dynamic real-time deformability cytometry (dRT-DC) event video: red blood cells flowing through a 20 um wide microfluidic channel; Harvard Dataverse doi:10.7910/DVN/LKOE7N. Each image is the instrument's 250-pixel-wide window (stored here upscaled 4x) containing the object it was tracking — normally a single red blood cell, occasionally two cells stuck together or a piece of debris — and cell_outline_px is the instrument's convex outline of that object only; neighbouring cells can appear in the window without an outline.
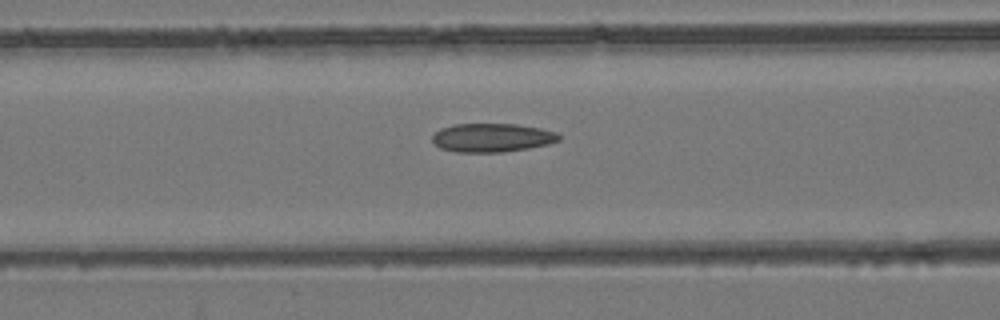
{"species": "common noctule bat (a hibernating species)", "species_latin": "Nyctalus noctula", "temperature_condition": "room temperature", "stored_images_in_passage": 52, "camera_frame_rate_fps": 3000, "um_per_image_px": 0.085, "animal": {"sex": "female", "body_mass_g": 24.6, "forearm_length_mm": 56.2}, "frame": {"image": 1, "passage_image": 21, "time_ms": 6.667, "image_size_px": [1000, 320], "cell_outline_px": [[560, 140], [548, 144], [528, 148], [504, 152], [456, 152], [440, 148], [432, 140], [432, 136], [440, 128], [452, 124], [516, 124], [540, 128], [556, 132], [560, 136]], "centroid_in_image_um": [41.81, 11.7], "position_along_channel_um": 124.8, "area_um2": 21.15}}
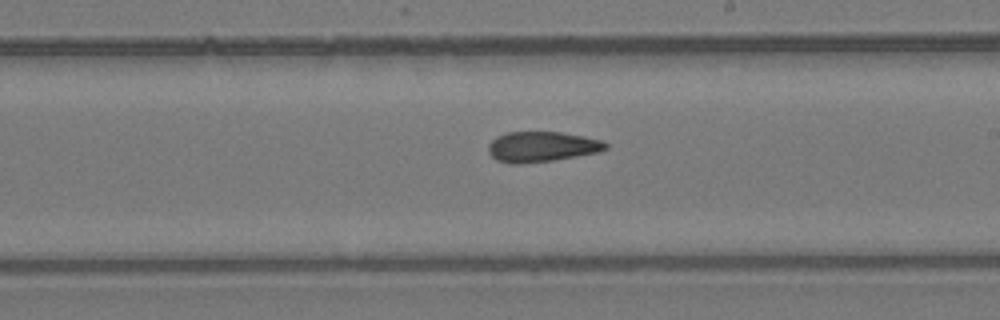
{"frame": {"image": 2, "passage_image": 30, "time_ms": 9.667, "image_size_px": [1000, 320], "cell_outline_px": [[608, 148], [600, 152], [552, 160], [520, 164], [508, 164], [496, 160], [488, 152], [488, 144], [496, 136], [508, 132], [560, 132], [600, 140], [608, 144]], "centroid_in_image_um": [46.01, 12.48], "position_along_channel_um": 243.0, "area_um2": 20.69}}
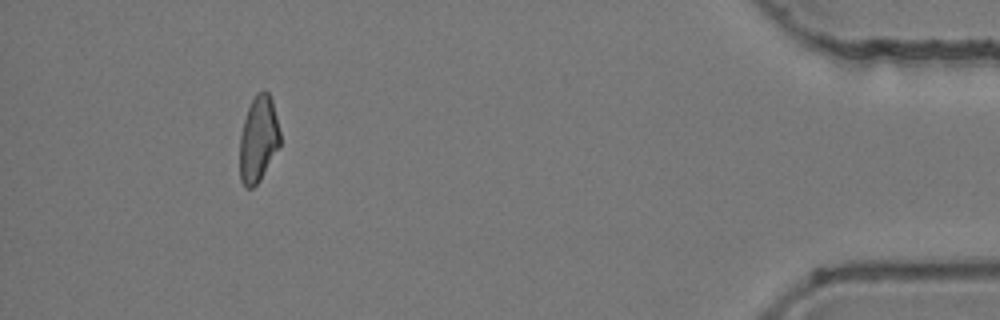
{"frame": {"image": 3, "passage_image": 48, "time_ms": 15.667, "image_size_px": [1000, 320], "cell_outline_px": [[280, 148], [260, 180], [252, 188], [244, 188], [240, 180], [240, 136], [244, 120], [248, 108], [256, 92], [268, 92], [272, 100], [280, 132]], "centroid_in_image_um": [21.97, 11.87], "position_along_channel_um": 413.2, "area_um2": 20.29}, "authors_computed_cell_mechanics": {"area_um2": 21.1837, "velocity_mm_per_s": 3.9405, "shape_relaxation_time_tau1_ms": null, "shape_relaxation_time_tau2_ms": 4.4037, "deformation_change_tau1": null, "deformation_change_tau2": 0.106}}